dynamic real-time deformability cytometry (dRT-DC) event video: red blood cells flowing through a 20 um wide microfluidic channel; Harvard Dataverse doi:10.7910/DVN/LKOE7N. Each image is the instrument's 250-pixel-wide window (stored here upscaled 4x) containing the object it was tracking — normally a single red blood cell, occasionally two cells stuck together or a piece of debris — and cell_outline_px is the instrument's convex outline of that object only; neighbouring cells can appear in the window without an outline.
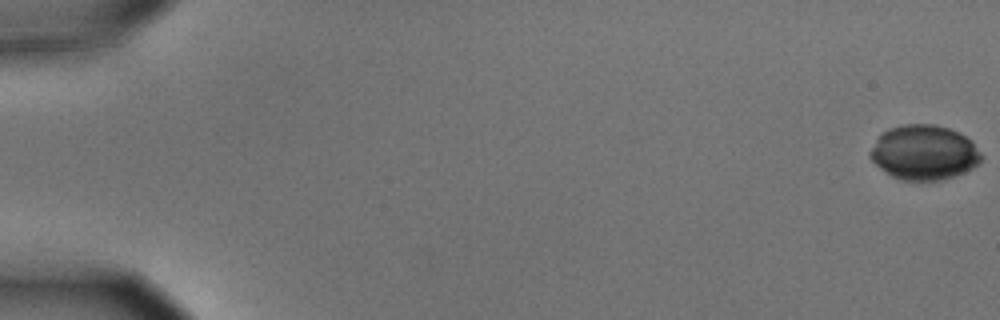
{"species": "common noctule bat (a hibernating species)", "species_latin": "Nyctalus noctula", "temperature_condition": "cold", "stored_images_in_passage": 56, "camera_frame_rate_fps": 3000, "um_per_image_px": 0.085, "animal": {"sex": "male", "body_mass_g": 15.6}, "frame": {"image": 1, "passage_image": 1, "time_ms": 0.0, "image_size_px": [1000, 320], "cell_outline_px": [[980, 160], [972, 168], [964, 172], [940, 180], [900, 180], [892, 176], [880, 168], [868, 156], [868, 152], [876, 140], [888, 128], [904, 124], [936, 124], [960, 132], [972, 140], [980, 152]], "centroid_in_image_um": [78.53, 12.95], "position_along_channel_um": 6.5, "area_um2": 35.37}}